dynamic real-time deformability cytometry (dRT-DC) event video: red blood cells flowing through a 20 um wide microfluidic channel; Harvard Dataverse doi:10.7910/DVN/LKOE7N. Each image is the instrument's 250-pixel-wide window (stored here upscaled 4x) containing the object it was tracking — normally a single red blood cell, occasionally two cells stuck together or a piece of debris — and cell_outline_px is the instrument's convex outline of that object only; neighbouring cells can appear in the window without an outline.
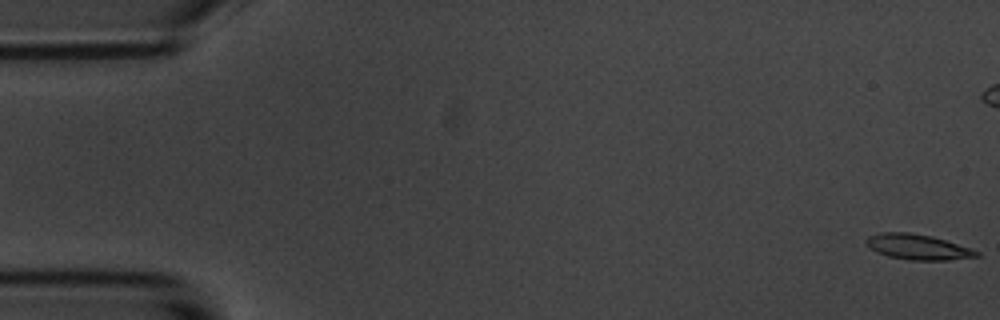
{"species": "common noctule bat (a hibernating species)", "species_latin": "Nyctalus noctula", "temperature_condition": "room temperature", "stored_images_in_passage": 58, "camera_frame_rate_fps": 3000, "um_per_image_px": 0.085, "animal": {"sex": "male", "body_mass_g": 20.1, "forearm_length_mm": 53.5}, "frame": {"image": 1, "passage_image": 1, "time_ms": 0.0, "image_size_px": [1000, 320], "cell_outline_px": [[980, 256], [948, 260], [912, 260], [888, 256], [876, 252], [864, 240], [868, 236], [880, 232], [908, 232], [932, 236], [980, 252]], "centroid_in_image_um": [77.98, 20.99], "position_along_channel_um": 7.0, "area_um2": 16.07}}
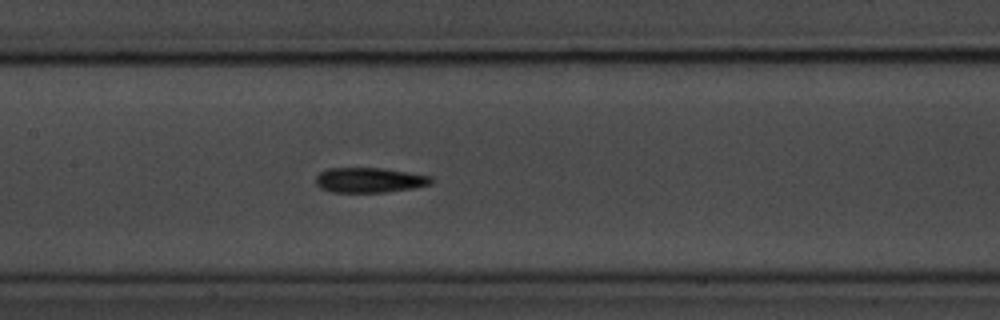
{"frame": {"image": 2, "passage_image": 27, "time_ms": 8.667, "image_size_px": [1000, 320], "cell_outline_px": [[432, 184], [412, 188], [384, 192], [332, 192], [320, 188], [316, 184], [316, 176], [320, 172], [328, 168], [384, 168], [432, 176]], "centroid_in_image_um": [31.39, 15.3], "position_along_channel_um": 176.0, "area_um2": 16.82}}
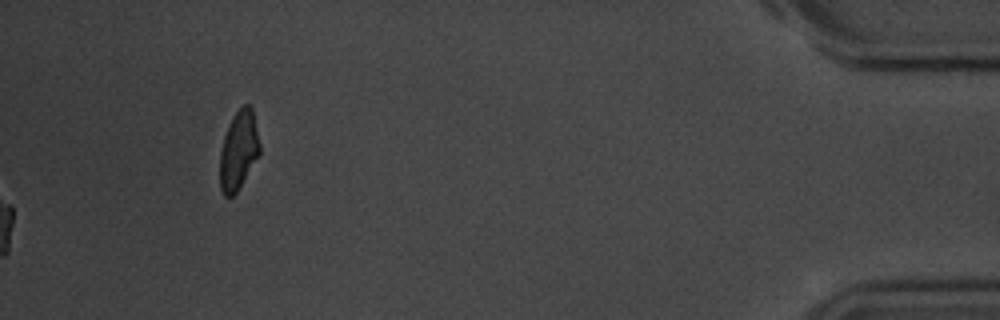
{"frame": {"image": 3, "passage_image": 58, "time_ms": 19.0, "image_size_px": [1000, 320], "cell_outline_px": [[260, 156], [236, 192], [232, 196], [224, 196], [220, 188], [220, 152], [224, 136], [232, 116], [244, 104], [248, 104], [252, 108], [260, 144]], "centroid_in_image_um": [20.29, 12.78], "position_along_channel_um": 414.9, "area_um2": 18.32}, "authors_computed_cell_mechanics": {"area_um2": 16.3574, "velocity_mm_per_s": 3.555, "shape_relaxation_time_tau1_ms": 2.9683, "shape_relaxation_time_tau2_ms": 2.7078, "deformation_change_tau1": 0.152, "deformation_change_tau2": 0.1175}}